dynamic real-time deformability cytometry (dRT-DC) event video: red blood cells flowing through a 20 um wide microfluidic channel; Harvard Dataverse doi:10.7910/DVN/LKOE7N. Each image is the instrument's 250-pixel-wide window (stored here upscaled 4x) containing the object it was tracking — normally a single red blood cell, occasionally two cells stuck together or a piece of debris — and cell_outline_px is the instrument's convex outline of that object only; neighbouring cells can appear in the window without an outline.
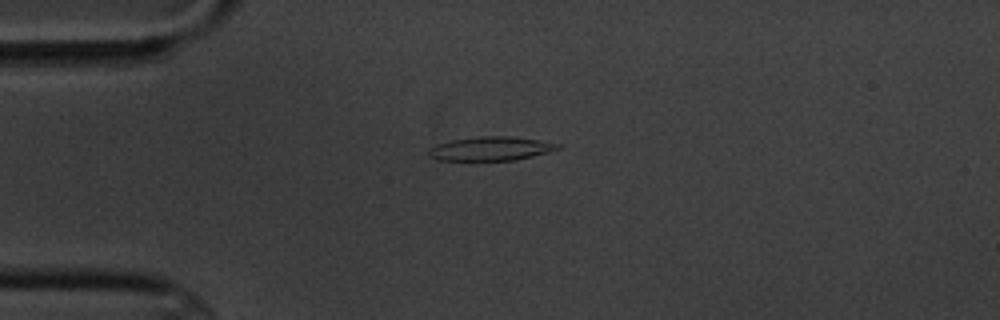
{"species": "common noctule bat (a hibernating species)", "species_latin": "Nyctalus noctula", "temperature_condition": "cold", "stored_images_in_passage": 5, "camera_frame_rate_fps": 3000, "um_per_image_px": 0.085, "animal": {"sex": "male", "body_mass_g": 20.1, "forearm_length_mm": 53.5}, "frame": {"image": 1, "passage_image": 1, "time_ms": 0.0, "image_size_px": [1000, 320], "cell_outline_px": [[560, 148], [548, 152], [516, 160], [440, 160], [428, 156], [428, 148], [436, 144], [452, 140], [480, 136], [508, 136], [536, 140], [560, 144]], "centroid_in_image_um": [41.67, 12.64], "position_along_channel_um": 43.3, "area_um2": 17.8}}
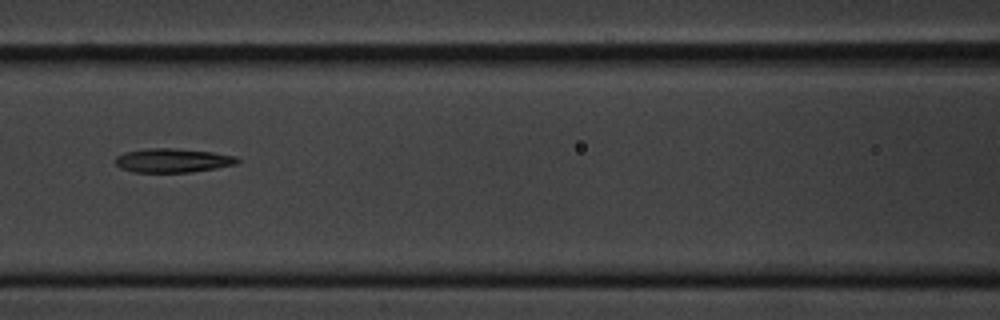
{"frame": {"image": 2, "passage_image": 4, "time_ms": 3.667, "image_size_px": [1000, 320], "cell_outline_px": [[240, 160], [236, 164], [216, 168], [192, 172], [132, 172], [120, 168], [112, 160], [116, 156], [124, 152], [148, 148], [176, 148], [212, 152], [236, 156]], "centroid_in_image_um": [14.64, 13.63], "position_along_channel_um": 152.0, "area_um2": 17.22}}
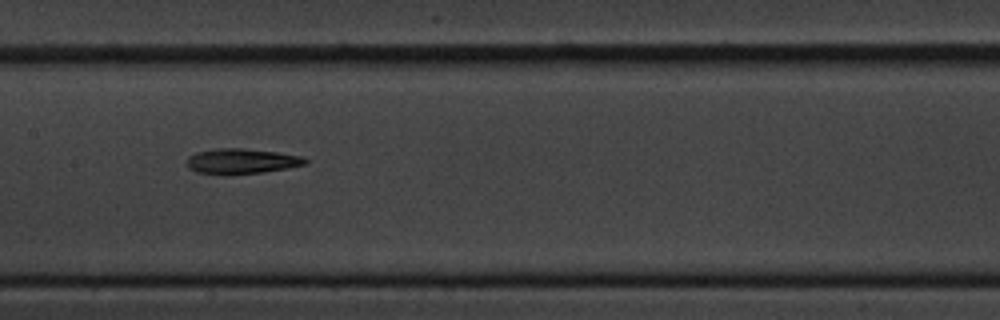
{"frame": {"image": 3, "passage_image": 5, "time_ms": 4.667, "image_size_px": [1000, 320], "cell_outline_px": [[308, 164], [288, 168], [264, 172], [196, 172], [188, 168], [188, 156], [196, 152], [212, 148], [244, 148], [276, 152], [304, 156], [308, 160]], "centroid_in_image_um": [20.6, 13.65], "position_along_channel_um": 186.8, "area_um2": 16.94}}